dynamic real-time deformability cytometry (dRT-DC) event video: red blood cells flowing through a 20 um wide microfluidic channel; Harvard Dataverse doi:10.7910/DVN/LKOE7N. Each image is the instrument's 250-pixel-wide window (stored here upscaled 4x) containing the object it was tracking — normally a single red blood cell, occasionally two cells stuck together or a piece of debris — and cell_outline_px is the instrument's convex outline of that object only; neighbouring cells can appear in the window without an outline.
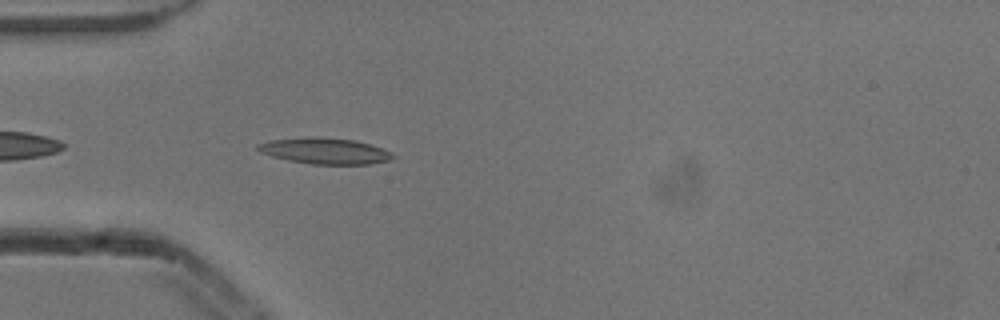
{"species": "common noctule bat (a hibernating species)", "species_latin": "Nyctalus noctula", "temperature_condition": "cold", "stored_images_in_passage": 5, "camera_frame_rate_fps": 3000, "um_per_image_px": 0.085, "animal": {"sex": "male", "body_mass_g": 13.3}, "frame": {"image": 1, "passage_image": 5, "time_ms": 1.333, "image_size_px": [1000, 320], "cell_outline_px": [[396, 156], [388, 160], [368, 164], [312, 164], [288, 160], [272, 156], [260, 152], [256, 148], [256, 144], [272, 140], [316, 136], [320, 136], [356, 140], [392, 152]], "centroid_in_image_um": [27.6, 12.82], "position_along_channel_um": 57.4, "area_um2": 20.4}}